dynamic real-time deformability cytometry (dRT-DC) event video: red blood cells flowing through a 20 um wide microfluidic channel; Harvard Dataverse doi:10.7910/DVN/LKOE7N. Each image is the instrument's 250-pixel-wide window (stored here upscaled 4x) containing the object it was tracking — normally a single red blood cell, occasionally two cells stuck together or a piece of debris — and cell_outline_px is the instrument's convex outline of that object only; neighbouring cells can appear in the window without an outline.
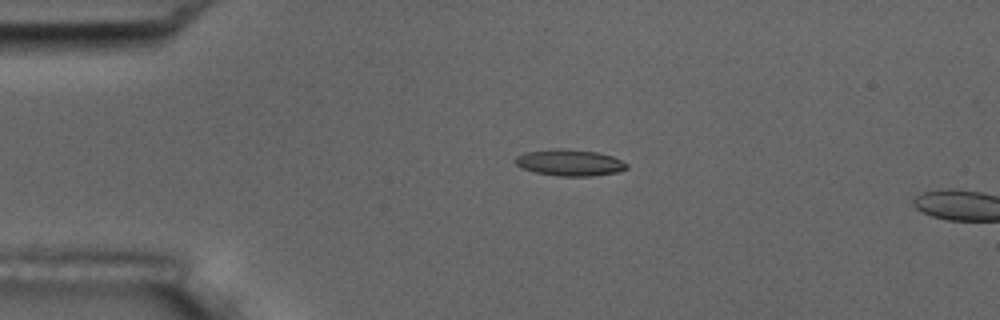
{"species": "common noctule bat (a hibernating species)", "species_latin": "Nyctalus noctula", "temperature_condition": "room temperature", "stored_images_in_passage": 6, "camera_frame_rate_fps": 3000, "um_per_image_px": 0.085, "animal": {"sex": "male", "body_mass_g": 17.5, "forearm_length_mm": 52.3}, "frame": {"image": 1, "passage_image": 4, "time_ms": 3.667, "image_size_px": [1000, 320], "cell_outline_px": [[628, 168], [616, 172], [592, 176], [556, 176], [536, 172], [520, 168], [516, 164], [516, 156], [524, 152], [556, 148], [564, 148], [596, 152], [612, 156], [628, 164]], "centroid_in_image_um": [48.4, 13.82], "position_along_channel_um": 36.6, "area_um2": 17.17}}